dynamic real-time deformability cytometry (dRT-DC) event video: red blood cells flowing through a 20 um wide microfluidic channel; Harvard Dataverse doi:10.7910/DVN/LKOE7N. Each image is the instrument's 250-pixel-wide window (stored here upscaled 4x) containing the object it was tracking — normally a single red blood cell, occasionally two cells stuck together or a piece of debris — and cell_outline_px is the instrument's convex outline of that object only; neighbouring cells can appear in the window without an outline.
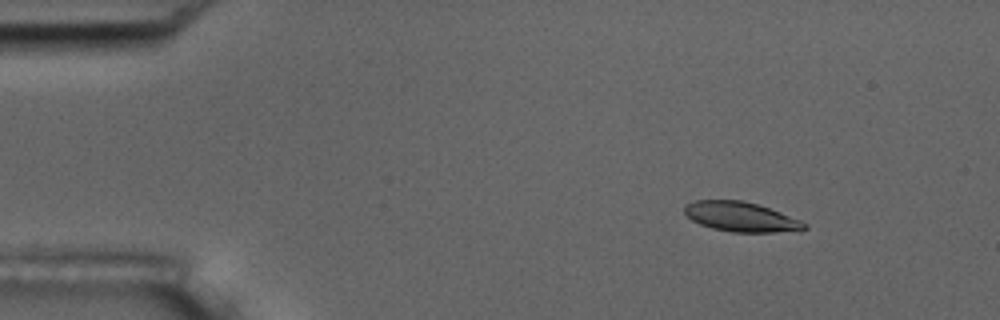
{"species": "common noctule bat (a hibernating species)", "species_latin": "Nyctalus noctula", "temperature_condition": "room temperature", "stored_images_in_passage": 6, "camera_frame_rate_fps": 3000, "um_per_image_px": 0.085, "animal": {"sex": "male", "body_mass_g": 17.5, "forearm_length_mm": 52.3}, "frame": {"image": 1, "passage_image": 2, "time_ms": 2.0, "image_size_px": [1000, 320], "cell_outline_px": [[808, 228], [772, 232], [732, 232], [712, 228], [700, 224], [692, 220], [684, 212], [684, 208], [688, 204], [696, 200], [740, 200], [756, 204], [780, 212], [800, 220], [808, 224]], "centroid_in_image_um": [62.95, 18.43], "position_along_channel_um": 22.0, "area_um2": 20.35}}
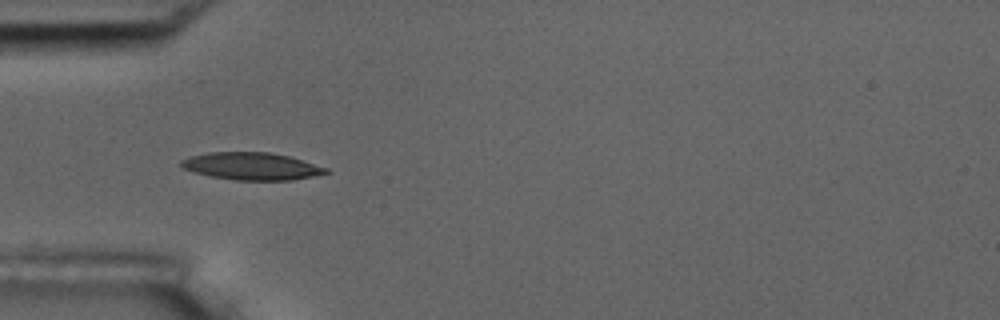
{"frame": {"image": 2, "passage_image": 5, "time_ms": 5.333, "image_size_px": [1000, 320], "cell_outline_px": [[332, 172], [292, 180], [236, 180], [212, 176], [180, 168], [180, 160], [192, 156], [208, 152], [268, 152], [288, 156], [328, 168]], "centroid_in_image_um": [21.38, 14.12], "position_along_channel_um": 63.6, "area_um2": 22.95}}